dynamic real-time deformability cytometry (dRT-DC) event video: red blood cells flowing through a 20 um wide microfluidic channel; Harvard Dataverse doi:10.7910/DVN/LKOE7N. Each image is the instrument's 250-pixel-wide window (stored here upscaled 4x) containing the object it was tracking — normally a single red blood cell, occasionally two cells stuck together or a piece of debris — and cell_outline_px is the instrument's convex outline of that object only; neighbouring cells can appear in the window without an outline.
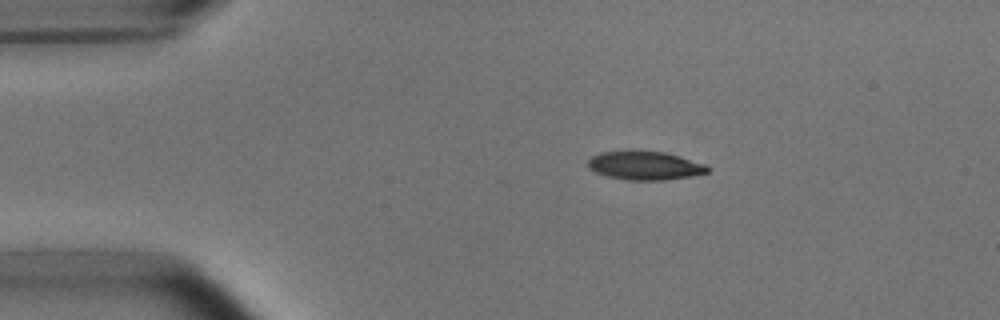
{"species": "common noctule bat (a hibernating species)", "species_latin": "Nyctalus noctula", "temperature_condition": "room temperature", "stored_images_in_passage": 18, "camera_frame_rate_fps": 3000, "um_per_image_px": 0.085, "animal": {"sex": "male", "body_mass_g": 15.6}, "frame": {"image": 1, "passage_image": 5, "time_ms": 1.333, "image_size_px": [1000, 320], "cell_outline_px": [[708, 172], [692, 176], [664, 180], [628, 180], [608, 176], [596, 172], [588, 168], [588, 160], [592, 156], [600, 152], [628, 148], [664, 152], [680, 156], [704, 164], [708, 168]], "centroid_in_image_um": [54.76, 14.03], "position_along_channel_um": 30.2, "area_um2": 20.4}}
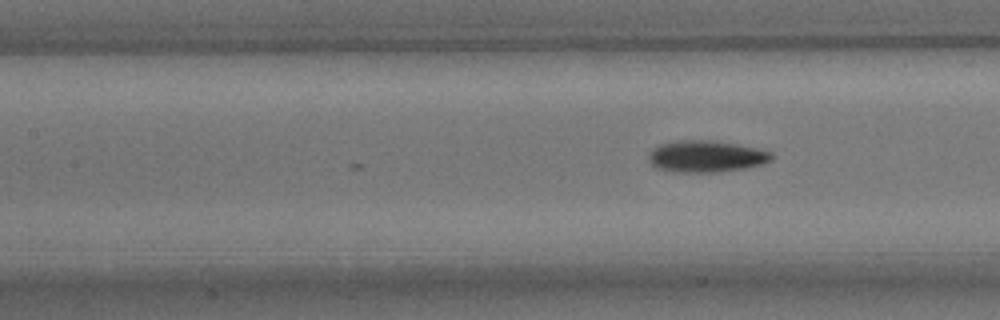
{"frame": {"image": 2, "passage_image": 18, "time_ms": 5.667, "image_size_px": [1000, 320], "cell_outline_px": [[776, 156], [772, 160], [764, 164], [748, 168], [716, 172], [676, 172], [656, 168], [648, 160], [648, 156], [652, 148], [660, 144], [680, 140], [716, 140], [756, 148], [772, 152]], "centroid_in_image_um": [60.06, 13.29], "position_along_channel_um": 147.3, "area_um2": 23.0}}